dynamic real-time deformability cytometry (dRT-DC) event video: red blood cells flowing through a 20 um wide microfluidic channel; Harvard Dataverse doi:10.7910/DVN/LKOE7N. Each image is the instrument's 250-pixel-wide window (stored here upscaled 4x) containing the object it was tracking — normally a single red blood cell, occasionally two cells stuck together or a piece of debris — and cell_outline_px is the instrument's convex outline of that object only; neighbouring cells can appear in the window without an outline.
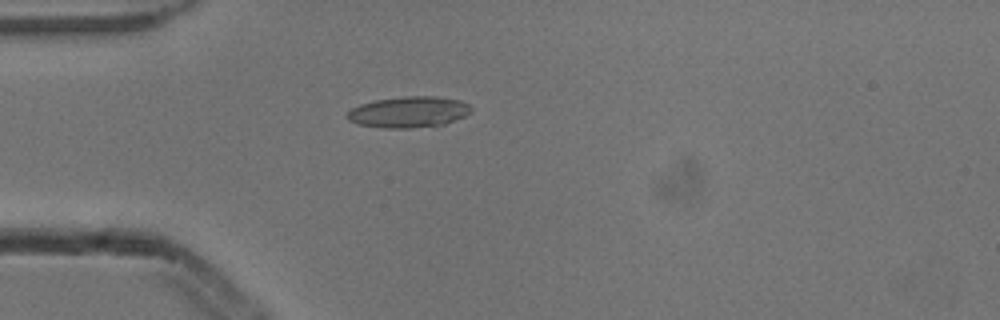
{"species": "common noctule bat (a hibernating species)", "species_latin": "Nyctalus noctula", "temperature_condition": "cold", "stored_images_in_passage": 1, "camera_frame_rate_fps": 3000, "um_per_image_px": 0.085, "animal": {"sex": "male", "body_mass_g": 13.3}, "frame": {"image": 1, "passage_image": 1, "time_ms": 0.0, "image_size_px": [1000, 320], "cell_outline_px": [[472, 112], [464, 116], [444, 124], [408, 128], [380, 128], [356, 124], [348, 120], [344, 116], [352, 108], [360, 104], [376, 100], [404, 96], [436, 96], [460, 100], [468, 104], [472, 108]], "centroid_in_image_um": [34.71, 9.52], "position_along_channel_um": 50.3, "area_um2": 22.54}}